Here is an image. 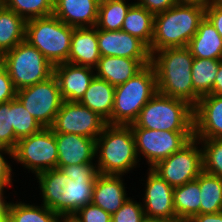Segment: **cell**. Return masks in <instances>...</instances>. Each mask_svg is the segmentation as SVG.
I'll return each mask as SVG.
<instances>
[{"label": "cell", "instance_id": "f5cc1de1", "mask_svg": "<svg viewBox=\"0 0 222 222\" xmlns=\"http://www.w3.org/2000/svg\"><path fill=\"white\" fill-rule=\"evenodd\" d=\"M4 188L0 187V199L3 197L4 192H3Z\"/></svg>", "mask_w": 222, "mask_h": 222}, {"label": "cell", "instance_id": "5bb4252c", "mask_svg": "<svg viewBox=\"0 0 222 222\" xmlns=\"http://www.w3.org/2000/svg\"><path fill=\"white\" fill-rule=\"evenodd\" d=\"M146 180L144 204L142 205L147 218L163 219L177 222L174 209L173 187L166 183L151 168Z\"/></svg>", "mask_w": 222, "mask_h": 222}, {"label": "cell", "instance_id": "7a4b0ae2", "mask_svg": "<svg viewBox=\"0 0 222 222\" xmlns=\"http://www.w3.org/2000/svg\"><path fill=\"white\" fill-rule=\"evenodd\" d=\"M42 192V204L59 216H72L92 202L96 178L71 180L58 168L36 175Z\"/></svg>", "mask_w": 222, "mask_h": 222}, {"label": "cell", "instance_id": "f546056e", "mask_svg": "<svg viewBox=\"0 0 222 222\" xmlns=\"http://www.w3.org/2000/svg\"><path fill=\"white\" fill-rule=\"evenodd\" d=\"M133 4H127L125 0H109L100 3L95 27L107 31L121 30L124 18Z\"/></svg>", "mask_w": 222, "mask_h": 222}, {"label": "cell", "instance_id": "c3c4849f", "mask_svg": "<svg viewBox=\"0 0 222 222\" xmlns=\"http://www.w3.org/2000/svg\"><path fill=\"white\" fill-rule=\"evenodd\" d=\"M142 222H169L163 219L145 218Z\"/></svg>", "mask_w": 222, "mask_h": 222}, {"label": "cell", "instance_id": "f35d334b", "mask_svg": "<svg viewBox=\"0 0 222 222\" xmlns=\"http://www.w3.org/2000/svg\"><path fill=\"white\" fill-rule=\"evenodd\" d=\"M16 89L5 67L0 69V103L9 102L16 97Z\"/></svg>", "mask_w": 222, "mask_h": 222}, {"label": "cell", "instance_id": "f6af8a7d", "mask_svg": "<svg viewBox=\"0 0 222 222\" xmlns=\"http://www.w3.org/2000/svg\"><path fill=\"white\" fill-rule=\"evenodd\" d=\"M10 203L5 202L4 196L0 199V222H8V209Z\"/></svg>", "mask_w": 222, "mask_h": 222}, {"label": "cell", "instance_id": "bcb514c9", "mask_svg": "<svg viewBox=\"0 0 222 222\" xmlns=\"http://www.w3.org/2000/svg\"><path fill=\"white\" fill-rule=\"evenodd\" d=\"M176 4L197 5L206 7L211 0H175Z\"/></svg>", "mask_w": 222, "mask_h": 222}, {"label": "cell", "instance_id": "3957f363", "mask_svg": "<svg viewBox=\"0 0 222 222\" xmlns=\"http://www.w3.org/2000/svg\"><path fill=\"white\" fill-rule=\"evenodd\" d=\"M206 7L175 4L170 9L155 14L151 55L162 49L186 47L196 34L205 17Z\"/></svg>", "mask_w": 222, "mask_h": 222}, {"label": "cell", "instance_id": "30bf717a", "mask_svg": "<svg viewBox=\"0 0 222 222\" xmlns=\"http://www.w3.org/2000/svg\"><path fill=\"white\" fill-rule=\"evenodd\" d=\"M193 137L180 150L157 162L151 169L171 187H178L195 180L203 172V150Z\"/></svg>", "mask_w": 222, "mask_h": 222}, {"label": "cell", "instance_id": "ffe728a7", "mask_svg": "<svg viewBox=\"0 0 222 222\" xmlns=\"http://www.w3.org/2000/svg\"><path fill=\"white\" fill-rule=\"evenodd\" d=\"M151 59H130L119 56H101L94 68L96 77L106 80L114 87L121 85L133 77L144 66L149 65Z\"/></svg>", "mask_w": 222, "mask_h": 222}, {"label": "cell", "instance_id": "5b68a950", "mask_svg": "<svg viewBox=\"0 0 222 222\" xmlns=\"http://www.w3.org/2000/svg\"><path fill=\"white\" fill-rule=\"evenodd\" d=\"M131 128L194 131L193 106L157 92L141 109Z\"/></svg>", "mask_w": 222, "mask_h": 222}, {"label": "cell", "instance_id": "db71d44e", "mask_svg": "<svg viewBox=\"0 0 222 222\" xmlns=\"http://www.w3.org/2000/svg\"><path fill=\"white\" fill-rule=\"evenodd\" d=\"M99 4L100 3H103V2H106V1H109V0H96Z\"/></svg>", "mask_w": 222, "mask_h": 222}, {"label": "cell", "instance_id": "7dc6e473", "mask_svg": "<svg viewBox=\"0 0 222 222\" xmlns=\"http://www.w3.org/2000/svg\"><path fill=\"white\" fill-rule=\"evenodd\" d=\"M58 222H79L73 216H60Z\"/></svg>", "mask_w": 222, "mask_h": 222}, {"label": "cell", "instance_id": "9a60e30c", "mask_svg": "<svg viewBox=\"0 0 222 222\" xmlns=\"http://www.w3.org/2000/svg\"><path fill=\"white\" fill-rule=\"evenodd\" d=\"M98 48L101 56H119L130 59H151L149 47L129 33L97 28Z\"/></svg>", "mask_w": 222, "mask_h": 222}, {"label": "cell", "instance_id": "816d5d0a", "mask_svg": "<svg viewBox=\"0 0 222 222\" xmlns=\"http://www.w3.org/2000/svg\"><path fill=\"white\" fill-rule=\"evenodd\" d=\"M5 7V0H0V9Z\"/></svg>", "mask_w": 222, "mask_h": 222}, {"label": "cell", "instance_id": "60d3db41", "mask_svg": "<svg viewBox=\"0 0 222 222\" xmlns=\"http://www.w3.org/2000/svg\"><path fill=\"white\" fill-rule=\"evenodd\" d=\"M136 4L155 15L170 9L176 2L175 0H138Z\"/></svg>", "mask_w": 222, "mask_h": 222}, {"label": "cell", "instance_id": "f1b7e54d", "mask_svg": "<svg viewBox=\"0 0 222 222\" xmlns=\"http://www.w3.org/2000/svg\"><path fill=\"white\" fill-rule=\"evenodd\" d=\"M201 214L222 212V178L202 172L199 175Z\"/></svg>", "mask_w": 222, "mask_h": 222}, {"label": "cell", "instance_id": "8fae6325", "mask_svg": "<svg viewBox=\"0 0 222 222\" xmlns=\"http://www.w3.org/2000/svg\"><path fill=\"white\" fill-rule=\"evenodd\" d=\"M135 139L136 152L145 156L152 168L157 162L169 157L185 146L193 137L194 131H164L144 128H131Z\"/></svg>", "mask_w": 222, "mask_h": 222}, {"label": "cell", "instance_id": "603a6c76", "mask_svg": "<svg viewBox=\"0 0 222 222\" xmlns=\"http://www.w3.org/2000/svg\"><path fill=\"white\" fill-rule=\"evenodd\" d=\"M187 47L194 58L222 60V37L206 17Z\"/></svg>", "mask_w": 222, "mask_h": 222}, {"label": "cell", "instance_id": "4fadbf2b", "mask_svg": "<svg viewBox=\"0 0 222 222\" xmlns=\"http://www.w3.org/2000/svg\"><path fill=\"white\" fill-rule=\"evenodd\" d=\"M106 125L107 122L88 107L79 102L63 101L50 128L54 133H71L97 139Z\"/></svg>", "mask_w": 222, "mask_h": 222}, {"label": "cell", "instance_id": "8992f818", "mask_svg": "<svg viewBox=\"0 0 222 222\" xmlns=\"http://www.w3.org/2000/svg\"><path fill=\"white\" fill-rule=\"evenodd\" d=\"M156 93V72L150 63L128 81L115 87L111 125L132 124Z\"/></svg>", "mask_w": 222, "mask_h": 222}, {"label": "cell", "instance_id": "2e32d148", "mask_svg": "<svg viewBox=\"0 0 222 222\" xmlns=\"http://www.w3.org/2000/svg\"><path fill=\"white\" fill-rule=\"evenodd\" d=\"M194 137L222 139V96L208 94L200 97L193 107Z\"/></svg>", "mask_w": 222, "mask_h": 222}, {"label": "cell", "instance_id": "e575fe53", "mask_svg": "<svg viewBox=\"0 0 222 222\" xmlns=\"http://www.w3.org/2000/svg\"><path fill=\"white\" fill-rule=\"evenodd\" d=\"M0 146L16 147V136L12 126V100L0 103Z\"/></svg>", "mask_w": 222, "mask_h": 222}, {"label": "cell", "instance_id": "74e56055", "mask_svg": "<svg viewBox=\"0 0 222 222\" xmlns=\"http://www.w3.org/2000/svg\"><path fill=\"white\" fill-rule=\"evenodd\" d=\"M71 180L96 178L98 173L97 166L94 163L77 164L72 166L57 167Z\"/></svg>", "mask_w": 222, "mask_h": 222}, {"label": "cell", "instance_id": "44dd1931", "mask_svg": "<svg viewBox=\"0 0 222 222\" xmlns=\"http://www.w3.org/2000/svg\"><path fill=\"white\" fill-rule=\"evenodd\" d=\"M128 198L122 175H97L93 186L91 203L112 216Z\"/></svg>", "mask_w": 222, "mask_h": 222}, {"label": "cell", "instance_id": "7c38bea8", "mask_svg": "<svg viewBox=\"0 0 222 222\" xmlns=\"http://www.w3.org/2000/svg\"><path fill=\"white\" fill-rule=\"evenodd\" d=\"M16 97L42 127L53 125L63 102L54 75L32 86L17 90Z\"/></svg>", "mask_w": 222, "mask_h": 222}, {"label": "cell", "instance_id": "52a82bcc", "mask_svg": "<svg viewBox=\"0 0 222 222\" xmlns=\"http://www.w3.org/2000/svg\"><path fill=\"white\" fill-rule=\"evenodd\" d=\"M74 29L54 15L34 18L26 21L25 40L55 66L68 61Z\"/></svg>", "mask_w": 222, "mask_h": 222}, {"label": "cell", "instance_id": "9c48e42d", "mask_svg": "<svg viewBox=\"0 0 222 222\" xmlns=\"http://www.w3.org/2000/svg\"><path fill=\"white\" fill-rule=\"evenodd\" d=\"M14 158L35 175L57 168L58 149L55 134L50 127L17 141Z\"/></svg>", "mask_w": 222, "mask_h": 222}, {"label": "cell", "instance_id": "ee69618b", "mask_svg": "<svg viewBox=\"0 0 222 222\" xmlns=\"http://www.w3.org/2000/svg\"><path fill=\"white\" fill-rule=\"evenodd\" d=\"M211 94L222 96V60L219 63V69L215 78Z\"/></svg>", "mask_w": 222, "mask_h": 222}, {"label": "cell", "instance_id": "d6986e66", "mask_svg": "<svg viewBox=\"0 0 222 222\" xmlns=\"http://www.w3.org/2000/svg\"><path fill=\"white\" fill-rule=\"evenodd\" d=\"M98 8L96 0H54L53 15L74 28L95 27Z\"/></svg>", "mask_w": 222, "mask_h": 222}, {"label": "cell", "instance_id": "d4e9b609", "mask_svg": "<svg viewBox=\"0 0 222 222\" xmlns=\"http://www.w3.org/2000/svg\"><path fill=\"white\" fill-rule=\"evenodd\" d=\"M200 193L199 176L193 181L173 188L177 222H188L194 215L201 214Z\"/></svg>", "mask_w": 222, "mask_h": 222}, {"label": "cell", "instance_id": "ab89813d", "mask_svg": "<svg viewBox=\"0 0 222 222\" xmlns=\"http://www.w3.org/2000/svg\"><path fill=\"white\" fill-rule=\"evenodd\" d=\"M3 152L14 158V151L12 149L0 146V187L2 188L6 187L7 185L11 186L12 183V168L2 155Z\"/></svg>", "mask_w": 222, "mask_h": 222}, {"label": "cell", "instance_id": "d6a6232c", "mask_svg": "<svg viewBox=\"0 0 222 222\" xmlns=\"http://www.w3.org/2000/svg\"><path fill=\"white\" fill-rule=\"evenodd\" d=\"M12 126L16 144L18 140L35 134L43 128L17 97L12 99Z\"/></svg>", "mask_w": 222, "mask_h": 222}, {"label": "cell", "instance_id": "d590c367", "mask_svg": "<svg viewBox=\"0 0 222 222\" xmlns=\"http://www.w3.org/2000/svg\"><path fill=\"white\" fill-rule=\"evenodd\" d=\"M145 218L142 204L129 197L122 207L112 215V222H142Z\"/></svg>", "mask_w": 222, "mask_h": 222}, {"label": "cell", "instance_id": "8d00e7d4", "mask_svg": "<svg viewBox=\"0 0 222 222\" xmlns=\"http://www.w3.org/2000/svg\"><path fill=\"white\" fill-rule=\"evenodd\" d=\"M72 216L79 222H112V216L93 203L79 208Z\"/></svg>", "mask_w": 222, "mask_h": 222}, {"label": "cell", "instance_id": "484cf974", "mask_svg": "<svg viewBox=\"0 0 222 222\" xmlns=\"http://www.w3.org/2000/svg\"><path fill=\"white\" fill-rule=\"evenodd\" d=\"M154 16L144 7L134 3L124 18L121 30L140 39L150 48L153 37Z\"/></svg>", "mask_w": 222, "mask_h": 222}, {"label": "cell", "instance_id": "1f68e13d", "mask_svg": "<svg viewBox=\"0 0 222 222\" xmlns=\"http://www.w3.org/2000/svg\"><path fill=\"white\" fill-rule=\"evenodd\" d=\"M5 6L28 21L53 15L54 0H5Z\"/></svg>", "mask_w": 222, "mask_h": 222}, {"label": "cell", "instance_id": "7402d4cb", "mask_svg": "<svg viewBox=\"0 0 222 222\" xmlns=\"http://www.w3.org/2000/svg\"><path fill=\"white\" fill-rule=\"evenodd\" d=\"M101 58L96 27L75 28L71 37L69 63L95 68Z\"/></svg>", "mask_w": 222, "mask_h": 222}, {"label": "cell", "instance_id": "e0dca14e", "mask_svg": "<svg viewBox=\"0 0 222 222\" xmlns=\"http://www.w3.org/2000/svg\"><path fill=\"white\" fill-rule=\"evenodd\" d=\"M94 68L69 62L54 66L55 76L63 101L79 102L96 76Z\"/></svg>", "mask_w": 222, "mask_h": 222}, {"label": "cell", "instance_id": "4dcf8cb0", "mask_svg": "<svg viewBox=\"0 0 222 222\" xmlns=\"http://www.w3.org/2000/svg\"><path fill=\"white\" fill-rule=\"evenodd\" d=\"M60 216L50 208L29 205L22 202H10L8 222H58Z\"/></svg>", "mask_w": 222, "mask_h": 222}, {"label": "cell", "instance_id": "ba28073f", "mask_svg": "<svg viewBox=\"0 0 222 222\" xmlns=\"http://www.w3.org/2000/svg\"><path fill=\"white\" fill-rule=\"evenodd\" d=\"M4 67L14 88L20 90L51 77L54 65L37 48L24 40L4 53Z\"/></svg>", "mask_w": 222, "mask_h": 222}, {"label": "cell", "instance_id": "7bdbcfd3", "mask_svg": "<svg viewBox=\"0 0 222 222\" xmlns=\"http://www.w3.org/2000/svg\"><path fill=\"white\" fill-rule=\"evenodd\" d=\"M188 222H222V212L196 214Z\"/></svg>", "mask_w": 222, "mask_h": 222}, {"label": "cell", "instance_id": "836d02e7", "mask_svg": "<svg viewBox=\"0 0 222 222\" xmlns=\"http://www.w3.org/2000/svg\"><path fill=\"white\" fill-rule=\"evenodd\" d=\"M198 140L203 148V171L222 178V139Z\"/></svg>", "mask_w": 222, "mask_h": 222}, {"label": "cell", "instance_id": "83f0119b", "mask_svg": "<svg viewBox=\"0 0 222 222\" xmlns=\"http://www.w3.org/2000/svg\"><path fill=\"white\" fill-rule=\"evenodd\" d=\"M221 60L194 58L191 72L193 90L200 96L212 93Z\"/></svg>", "mask_w": 222, "mask_h": 222}, {"label": "cell", "instance_id": "4316f807", "mask_svg": "<svg viewBox=\"0 0 222 222\" xmlns=\"http://www.w3.org/2000/svg\"><path fill=\"white\" fill-rule=\"evenodd\" d=\"M26 21L13 10L0 9V51L6 53L25 40Z\"/></svg>", "mask_w": 222, "mask_h": 222}, {"label": "cell", "instance_id": "277c9868", "mask_svg": "<svg viewBox=\"0 0 222 222\" xmlns=\"http://www.w3.org/2000/svg\"><path fill=\"white\" fill-rule=\"evenodd\" d=\"M95 154L98 173L104 175L123 176L135 168L140 160L129 125L107 124L96 139Z\"/></svg>", "mask_w": 222, "mask_h": 222}, {"label": "cell", "instance_id": "b9f144b4", "mask_svg": "<svg viewBox=\"0 0 222 222\" xmlns=\"http://www.w3.org/2000/svg\"><path fill=\"white\" fill-rule=\"evenodd\" d=\"M205 17L212 23L222 37V9L215 7L210 2L206 6Z\"/></svg>", "mask_w": 222, "mask_h": 222}, {"label": "cell", "instance_id": "ac0fdd59", "mask_svg": "<svg viewBox=\"0 0 222 222\" xmlns=\"http://www.w3.org/2000/svg\"><path fill=\"white\" fill-rule=\"evenodd\" d=\"M54 134L58 149L57 167L93 163L96 139L71 133Z\"/></svg>", "mask_w": 222, "mask_h": 222}, {"label": "cell", "instance_id": "6da1fadb", "mask_svg": "<svg viewBox=\"0 0 222 222\" xmlns=\"http://www.w3.org/2000/svg\"><path fill=\"white\" fill-rule=\"evenodd\" d=\"M193 61L194 57L187 46L154 52L151 64L156 72L157 92L182 99L194 107L200 96L193 90Z\"/></svg>", "mask_w": 222, "mask_h": 222}, {"label": "cell", "instance_id": "681fc988", "mask_svg": "<svg viewBox=\"0 0 222 222\" xmlns=\"http://www.w3.org/2000/svg\"><path fill=\"white\" fill-rule=\"evenodd\" d=\"M211 3L220 9H222V0H211Z\"/></svg>", "mask_w": 222, "mask_h": 222}, {"label": "cell", "instance_id": "f907efd6", "mask_svg": "<svg viewBox=\"0 0 222 222\" xmlns=\"http://www.w3.org/2000/svg\"><path fill=\"white\" fill-rule=\"evenodd\" d=\"M4 67V53L0 51V69Z\"/></svg>", "mask_w": 222, "mask_h": 222}, {"label": "cell", "instance_id": "cb8c5ba5", "mask_svg": "<svg viewBox=\"0 0 222 222\" xmlns=\"http://www.w3.org/2000/svg\"><path fill=\"white\" fill-rule=\"evenodd\" d=\"M115 87L106 80L94 77L79 103L102 117L111 125Z\"/></svg>", "mask_w": 222, "mask_h": 222}]
</instances>
